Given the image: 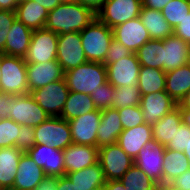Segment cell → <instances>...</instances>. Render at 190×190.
Returning a JSON list of instances; mask_svg holds the SVG:
<instances>
[{"label": "cell", "instance_id": "obj_25", "mask_svg": "<svg viewBox=\"0 0 190 190\" xmlns=\"http://www.w3.org/2000/svg\"><path fill=\"white\" fill-rule=\"evenodd\" d=\"M23 153L15 146L0 148V190L13 188L18 163Z\"/></svg>", "mask_w": 190, "mask_h": 190}, {"label": "cell", "instance_id": "obj_41", "mask_svg": "<svg viewBox=\"0 0 190 190\" xmlns=\"http://www.w3.org/2000/svg\"><path fill=\"white\" fill-rule=\"evenodd\" d=\"M189 141H190V127L186 126L184 123H181V125L176 129L172 141H170L165 146V148L174 151L184 152V150L188 146Z\"/></svg>", "mask_w": 190, "mask_h": 190}, {"label": "cell", "instance_id": "obj_31", "mask_svg": "<svg viewBox=\"0 0 190 190\" xmlns=\"http://www.w3.org/2000/svg\"><path fill=\"white\" fill-rule=\"evenodd\" d=\"M96 109L90 95L69 91L60 117L66 121H70L76 117L95 111Z\"/></svg>", "mask_w": 190, "mask_h": 190}, {"label": "cell", "instance_id": "obj_5", "mask_svg": "<svg viewBox=\"0 0 190 190\" xmlns=\"http://www.w3.org/2000/svg\"><path fill=\"white\" fill-rule=\"evenodd\" d=\"M35 144L50 145L55 149L64 150L71 145L72 135L68 121L61 117H50L34 127Z\"/></svg>", "mask_w": 190, "mask_h": 190}, {"label": "cell", "instance_id": "obj_36", "mask_svg": "<svg viewBox=\"0 0 190 190\" xmlns=\"http://www.w3.org/2000/svg\"><path fill=\"white\" fill-rule=\"evenodd\" d=\"M141 93L138 86L115 87L111 108L122 109L130 106H140Z\"/></svg>", "mask_w": 190, "mask_h": 190}, {"label": "cell", "instance_id": "obj_42", "mask_svg": "<svg viewBox=\"0 0 190 190\" xmlns=\"http://www.w3.org/2000/svg\"><path fill=\"white\" fill-rule=\"evenodd\" d=\"M16 19V13L12 10L0 9V53L3 54L4 46L10 28Z\"/></svg>", "mask_w": 190, "mask_h": 190}, {"label": "cell", "instance_id": "obj_47", "mask_svg": "<svg viewBox=\"0 0 190 190\" xmlns=\"http://www.w3.org/2000/svg\"><path fill=\"white\" fill-rule=\"evenodd\" d=\"M181 190H190V169L171 182Z\"/></svg>", "mask_w": 190, "mask_h": 190}, {"label": "cell", "instance_id": "obj_24", "mask_svg": "<svg viewBox=\"0 0 190 190\" xmlns=\"http://www.w3.org/2000/svg\"><path fill=\"white\" fill-rule=\"evenodd\" d=\"M9 31L3 54L24 58L30 45L33 30L16 18Z\"/></svg>", "mask_w": 190, "mask_h": 190}, {"label": "cell", "instance_id": "obj_23", "mask_svg": "<svg viewBox=\"0 0 190 190\" xmlns=\"http://www.w3.org/2000/svg\"><path fill=\"white\" fill-rule=\"evenodd\" d=\"M163 71L167 72L190 63L187 43L174 34L163 39Z\"/></svg>", "mask_w": 190, "mask_h": 190}, {"label": "cell", "instance_id": "obj_57", "mask_svg": "<svg viewBox=\"0 0 190 190\" xmlns=\"http://www.w3.org/2000/svg\"><path fill=\"white\" fill-rule=\"evenodd\" d=\"M158 190H181V189L172 183H161L158 184Z\"/></svg>", "mask_w": 190, "mask_h": 190}, {"label": "cell", "instance_id": "obj_4", "mask_svg": "<svg viewBox=\"0 0 190 190\" xmlns=\"http://www.w3.org/2000/svg\"><path fill=\"white\" fill-rule=\"evenodd\" d=\"M0 92L14 95L28 93L27 63L24 58L1 54Z\"/></svg>", "mask_w": 190, "mask_h": 190}, {"label": "cell", "instance_id": "obj_52", "mask_svg": "<svg viewBox=\"0 0 190 190\" xmlns=\"http://www.w3.org/2000/svg\"><path fill=\"white\" fill-rule=\"evenodd\" d=\"M102 190H126L120 180L106 181Z\"/></svg>", "mask_w": 190, "mask_h": 190}, {"label": "cell", "instance_id": "obj_26", "mask_svg": "<svg viewBox=\"0 0 190 190\" xmlns=\"http://www.w3.org/2000/svg\"><path fill=\"white\" fill-rule=\"evenodd\" d=\"M16 18L32 30L45 27L48 11L33 0H20L15 9Z\"/></svg>", "mask_w": 190, "mask_h": 190}, {"label": "cell", "instance_id": "obj_50", "mask_svg": "<svg viewBox=\"0 0 190 190\" xmlns=\"http://www.w3.org/2000/svg\"><path fill=\"white\" fill-rule=\"evenodd\" d=\"M171 0H142L144 7L162 11L163 7L166 6Z\"/></svg>", "mask_w": 190, "mask_h": 190}, {"label": "cell", "instance_id": "obj_38", "mask_svg": "<svg viewBox=\"0 0 190 190\" xmlns=\"http://www.w3.org/2000/svg\"><path fill=\"white\" fill-rule=\"evenodd\" d=\"M20 124L10 118L0 119V148L16 147Z\"/></svg>", "mask_w": 190, "mask_h": 190}, {"label": "cell", "instance_id": "obj_2", "mask_svg": "<svg viewBox=\"0 0 190 190\" xmlns=\"http://www.w3.org/2000/svg\"><path fill=\"white\" fill-rule=\"evenodd\" d=\"M64 79L69 91L90 95L107 82L106 66L103 63L88 61L65 72Z\"/></svg>", "mask_w": 190, "mask_h": 190}, {"label": "cell", "instance_id": "obj_29", "mask_svg": "<svg viewBox=\"0 0 190 190\" xmlns=\"http://www.w3.org/2000/svg\"><path fill=\"white\" fill-rule=\"evenodd\" d=\"M181 123L180 108L176 106L159 121L151 125L154 142L166 146L170 141H172L176 129L181 125Z\"/></svg>", "mask_w": 190, "mask_h": 190}, {"label": "cell", "instance_id": "obj_35", "mask_svg": "<svg viewBox=\"0 0 190 190\" xmlns=\"http://www.w3.org/2000/svg\"><path fill=\"white\" fill-rule=\"evenodd\" d=\"M126 190H158V183L135 164L120 179Z\"/></svg>", "mask_w": 190, "mask_h": 190}, {"label": "cell", "instance_id": "obj_60", "mask_svg": "<svg viewBox=\"0 0 190 190\" xmlns=\"http://www.w3.org/2000/svg\"><path fill=\"white\" fill-rule=\"evenodd\" d=\"M187 47H188V55H189V59H190V42L187 43Z\"/></svg>", "mask_w": 190, "mask_h": 190}, {"label": "cell", "instance_id": "obj_27", "mask_svg": "<svg viewBox=\"0 0 190 190\" xmlns=\"http://www.w3.org/2000/svg\"><path fill=\"white\" fill-rule=\"evenodd\" d=\"M190 91V63L166 72L165 92L176 104Z\"/></svg>", "mask_w": 190, "mask_h": 190}, {"label": "cell", "instance_id": "obj_45", "mask_svg": "<svg viewBox=\"0 0 190 190\" xmlns=\"http://www.w3.org/2000/svg\"><path fill=\"white\" fill-rule=\"evenodd\" d=\"M175 36L180 37L186 43L190 42V12L183 18L173 30Z\"/></svg>", "mask_w": 190, "mask_h": 190}, {"label": "cell", "instance_id": "obj_39", "mask_svg": "<svg viewBox=\"0 0 190 190\" xmlns=\"http://www.w3.org/2000/svg\"><path fill=\"white\" fill-rule=\"evenodd\" d=\"M115 94V87L108 81L97 88L95 93H91L90 97L97 109H108L112 106Z\"/></svg>", "mask_w": 190, "mask_h": 190}, {"label": "cell", "instance_id": "obj_16", "mask_svg": "<svg viewBox=\"0 0 190 190\" xmlns=\"http://www.w3.org/2000/svg\"><path fill=\"white\" fill-rule=\"evenodd\" d=\"M64 76L65 72L57 60L46 63H27L28 92L64 79Z\"/></svg>", "mask_w": 190, "mask_h": 190}, {"label": "cell", "instance_id": "obj_48", "mask_svg": "<svg viewBox=\"0 0 190 190\" xmlns=\"http://www.w3.org/2000/svg\"><path fill=\"white\" fill-rule=\"evenodd\" d=\"M106 1L107 0H75V2L80 5L91 9L95 14L101 10Z\"/></svg>", "mask_w": 190, "mask_h": 190}, {"label": "cell", "instance_id": "obj_46", "mask_svg": "<svg viewBox=\"0 0 190 190\" xmlns=\"http://www.w3.org/2000/svg\"><path fill=\"white\" fill-rule=\"evenodd\" d=\"M16 95L14 94H6L0 92V119L9 118L10 115V102Z\"/></svg>", "mask_w": 190, "mask_h": 190}, {"label": "cell", "instance_id": "obj_33", "mask_svg": "<svg viewBox=\"0 0 190 190\" xmlns=\"http://www.w3.org/2000/svg\"><path fill=\"white\" fill-rule=\"evenodd\" d=\"M138 80L141 95L165 91L166 72L162 69L141 66Z\"/></svg>", "mask_w": 190, "mask_h": 190}, {"label": "cell", "instance_id": "obj_58", "mask_svg": "<svg viewBox=\"0 0 190 190\" xmlns=\"http://www.w3.org/2000/svg\"><path fill=\"white\" fill-rule=\"evenodd\" d=\"M183 153L185 154V156L187 157V159H188V161H189V163H190V141H189V143H188L187 148L184 150Z\"/></svg>", "mask_w": 190, "mask_h": 190}, {"label": "cell", "instance_id": "obj_30", "mask_svg": "<svg viewBox=\"0 0 190 190\" xmlns=\"http://www.w3.org/2000/svg\"><path fill=\"white\" fill-rule=\"evenodd\" d=\"M77 190H90L103 187L106 183L103 169L99 162L80 171L65 174Z\"/></svg>", "mask_w": 190, "mask_h": 190}, {"label": "cell", "instance_id": "obj_18", "mask_svg": "<svg viewBox=\"0 0 190 190\" xmlns=\"http://www.w3.org/2000/svg\"><path fill=\"white\" fill-rule=\"evenodd\" d=\"M113 38L118 40L133 53L151 39L139 17L126 21L112 28Z\"/></svg>", "mask_w": 190, "mask_h": 190}, {"label": "cell", "instance_id": "obj_62", "mask_svg": "<svg viewBox=\"0 0 190 190\" xmlns=\"http://www.w3.org/2000/svg\"><path fill=\"white\" fill-rule=\"evenodd\" d=\"M90 190H102V187L92 188Z\"/></svg>", "mask_w": 190, "mask_h": 190}, {"label": "cell", "instance_id": "obj_32", "mask_svg": "<svg viewBox=\"0 0 190 190\" xmlns=\"http://www.w3.org/2000/svg\"><path fill=\"white\" fill-rule=\"evenodd\" d=\"M188 169H190V163L183 152L165 149L163 183H171Z\"/></svg>", "mask_w": 190, "mask_h": 190}, {"label": "cell", "instance_id": "obj_56", "mask_svg": "<svg viewBox=\"0 0 190 190\" xmlns=\"http://www.w3.org/2000/svg\"><path fill=\"white\" fill-rule=\"evenodd\" d=\"M180 114L182 123L190 127V109H180Z\"/></svg>", "mask_w": 190, "mask_h": 190}, {"label": "cell", "instance_id": "obj_43", "mask_svg": "<svg viewBox=\"0 0 190 190\" xmlns=\"http://www.w3.org/2000/svg\"><path fill=\"white\" fill-rule=\"evenodd\" d=\"M133 52L120 43L115 38L112 39L110 47L108 48V53L104 61V65H109L120 59L131 55Z\"/></svg>", "mask_w": 190, "mask_h": 190}, {"label": "cell", "instance_id": "obj_3", "mask_svg": "<svg viewBox=\"0 0 190 190\" xmlns=\"http://www.w3.org/2000/svg\"><path fill=\"white\" fill-rule=\"evenodd\" d=\"M82 47L89 62L103 63L113 39V31L98 18L80 31Z\"/></svg>", "mask_w": 190, "mask_h": 190}, {"label": "cell", "instance_id": "obj_11", "mask_svg": "<svg viewBox=\"0 0 190 190\" xmlns=\"http://www.w3.org/2000/svg\"><path fill=\"white\" fill-rule=\"evenodd\" d=\"M57 45V61L64 72L88 62L82 47L80 32L58 35Z\"/></svg>", "mask_w": 190, "mask_h": 190}, {"label": "cell", "instance_id": "obj_44", "mask_svg": "<svg viewBox=\"0 0 190 190\" xmlns=\"http://www.w3.org/2000/svg\"><path fill=\"white\" fill-rule=\"evenodd\" d=\"M19 137L16 139V147L23 152H27L35 145L34 127L20 125Z\"/></svg>", "mask_w": 190, "mask_h": 190}, {"label": "cell", "instance_id": "obj_51", "mask_svg": "<svg viewBox=\"0 0 190 190\" xmlns=\"http://www.w3.org/2000/svg\"><path fill=\"white\" fill-rule=\"evenodd\" d=\"M34 190H57L56 178L47 177Z\"/></svg>", "mask_w": 190, "mask_h": 190}, {"label": "cell", "instance_id": "obj_17", "mask_svg": "<svg viewBox=\"0 0 190 190\" xmlns=\"http://www.w3.org/2000/svg\"><path fill=\"white\" fill-rule=\"evenodd\" d=\"M176 106L175 101L165 91L141 95L142 115L145 123L150 125L155 124Z\"/></svg>", "mask_w": 190, "mask_h": 190}, {"label": "cell", "instance_id": "obj_7", "mask_svg": "<svg viewBox=\"0 0 190 190\" xmlns=\"http://www.w3.org/2000/svg\"><path fill=\"white\" fill-rule=\"evenodd\" d=\"M98 162L103 169L106 181L120 180L134 164V160L118 144L99 148Z\"/></svg>", "mask_w": 190, "mask_h": 190}, {"label": "cell", "instance_id": "obj_55", "mask_svg": "<svg viewBox=\"0 0 190 190\" xmlns=\"http://www.w3.org/2000/svg\"><path fill=\"white\" fill-rule=\"evenodd\" d=\"M177 106L180 109H190V91L184 95V97L179 101Z\"/></svg>", "mask_w": 190, "mask_h": 190}, {"label": "cell", "instance_id": "obj_28", "mask_svg": "<svg viewBox=\"0 0 190 190\" xmlns=\"http://www.w3.org/2000/svg\"><path fill=\"white\" fill-rule=\"evenodd\" d=\"M139 18L143 26L147 29L151 39H166L173 35V28L164 19L162 12L150 9L142 5Z\"/></svg>", "mask_w": 190, "mask_h": 190}, {"label": "cell", "instance_id": "obj_53", "mask_svg": "<svg viewBox=\"0 0 190 190\" xmlns=\"http://www.w3.org/2000/svg\"><path fill=\"white\" fill-rule=\"evenodd\" d=\"M38 3L40 6L44 7L48 12L53 10L60 3L58 0H33Z\"/></svg>", "mask_w": 190, "mask_h": 190}, {"label": "cell", "instance_id": "obj_9", "mask_svg": "<svg viewBox=\"0 0 190 190\" xmlns=\"http://www.w3.org/2000/svg\"><path fill=\"white\" fill-rule=\"evenodd\" d=\"M142 0H107L97 18L111 29L139 17Z\"/></svg>", "mask_w": 190, "mask_h": 190}, {"label": "cell", "instance_id": "obj_19", "mask_svg": "<svg viewBox=\"0 0 190 190\" xmlns=\"http://www.w3.org/2000/svg\"><path fill=\"white\" fill-rule=\"evenodd\" d=\"M152 142H154L152 126L147 123L123 130L117 140V144L133 160H135L145 145L151 144Z\"/></svg>", "mask_w": 190, "mask_h": 190}, {"label": "cell", "instance_id": "obj_8", "mask_svg": "<svg viewBox=\"0 0 190 190\" xmlns=\"http://www.w3.org/2000/svg\"><path fill=\"white\" fill-rule=\"evenodd\" d=\"M58 34L45 28L33 30L27 54L26 63H46L57 60Z\"/></svg>", "mask_w": 190, "mask_h": 190}, {"label": "cell", "instance_id": "obj_20", "mask_svg": "<svg viewBox=\"0 0 190 190\" xmlns=\"http://www.w3.org/2000/svg\"><path fill=\"white\" fill-rule=\"evenodd\" d=\"M63 151L65 174L80 171L98 162V148L72 143Z\"/></svg>", "mask_w": 190, "mask_h": 190}, {"label": "cell", "instance_id": "obj_15", "mask_svg": "<svg viewBox=\"0 0 190 190\" xmlns=\"http://www.w3.org/2000/svg\"><path fill=\"white\" fill-rule=\"evenodd\" d=\"M165 149L160 143L152 142L145 145L134 160V164L158 184L163 183Z\"/></svg>", "mask_w": 190, "mask_h": 190}, {"label": "cell", "instance_id": "obj_21", "mask_svg": "<svg viewBox=\"0 0 190 190\" xmlns=\"http://www.w3.org/2000/svg\"><path fill=\"white\" fill-rule=\"evenodd\" d=\"M46 178L43 168L37 166L27 152H24L18 163L13 189L34 190Z\"/></svg>", "mask_w": 190, "mask_h": 190}, {"label": "cell", "instance_id": "obj_34", "mask_svg": "<svg viewBox=\"0 0 190 190\" xmlns=\"http://www.w3.org/2000/svg\"><path fill=\"white\" fill-rule=\"evenodd\" d=\"M163 50V40L150 39L135 54L141 66L163 70Z\"/></svg>", "mask_w": 190, "mask_h": 190}, {"label": "cell", "instance_id": "obj_37", "mask_svg": "<svg viewBox=\"0 0 190 190\" xmlns=\"http://www.w3.org/2000/svg\"><path fill=\"white\" fill-rule=\"evenodd\" d=\"M162 15L174 29L190 12L189 0H171L162 9Z\"/></svg>", "mask_w": 190, "mask_h": 190}, {"label": "cell", "instance_id": "obj_61", "mask_svg": "<svg viewBox=\"0 0 190 190\" xmlns=\"http://www.w3.org/2000/svg\"><path fill=\"white\" fill-rule=\"evenodd\" d=\"M1 75L2 73H1V53H0V79H1Z\"/></svg>", "mask_w": 190, "mask_h": 190}, {"label": "cell", "instance_id": "obj_1", "mask_svg": "<svg viewBox=\"0 0 190 190\" xmlns=\"http://www.w3.org/2000/svg\"><path fill=\"white\" fill-rule=\"evenodd\" d=\"M96 18L91 9L77 2L64 3L49 11L44 28L58 35L80 32Z\"/></svg>", "mask_w": 190, "mask_h": 190}, {"label": "cell", "instance_id": "obj_40", "mask_svg": "<svg viewBox=\"0 0 190 190\" xmlns=\"http://www.w3.org/2000/svg\"><path fill=\"white\" fill-rule=\"evenodd\" d=\"M123 130L145 123L140 106L118 109Z\"/></svg>", "mask_w": 190, "mask_h": 190}, {"label": "cell", "instance_id": "obj_12", "mask_svg": "<svg viewBox=\"0 0 190 190\" xmlns=\"http://www.w3.org/2000/svg\"><path fill=\"white\" fill-rule=\"evenodd\" d=\"M105 66L107 81L114 87L138 86L141 65L135 53Z\"/></svg>", "mask_w": 190, "mask_h": 190}, {"label": "cell", "instance_id": "obj_59", "mask_svg": "<svg viewBox=\"0 0 190 190\" xmlns=\"http://www.w3.org/2000/svg\"><path fill=\"white\" fill-rule=\"evenodd\" d=\"M58 1L60 4L75 2V0H58Z\"/></svg>", "mask_w": 190, "mask_h": 190}, {"label": "cell", "instance_id": "obj_13", "mask_svg": "<svg viewBox=\"0 0 190 190\" xmlns=\"http://www.w3.org/2000/svg\"><path fill=\"white\" fill-rule=\"evenodd\" d=\"M27 154L35 161L37 166L42 167L46 177L58 178L65 175L63 151L50 145L35 144Z\"/></svg>", "mask_w": 190, "mask_h": 190}, {"label": "cell", "instance_id": "obj_54", "mask_svg": "<svg viewBox=\"0 0 190 190\" xmlns=\"http://www.w3.org/2000/svg\"><path fill=\"white\" fill-rule=\"evenodd\" d=\"M19 1L20 0H0V9L15 11Z\"/></svg>", "mask_w": 190, "mask_h": 190}, {"label": "cell", "instance_id": "obj_22", "mask_svg": "<svg viewBox=\"0 0 190 190\" xmlns=\"http://www.w3.org/2000/svg\"><path fill=\"white\" fill-rule=\"evenodd\" d=\"M123 132L118 109L101 110V121L97 130V148L117 144L118 137Z\"/></svg>", "mask_w": 190, "mask_h": 190}, {"label": "cell", "instance_id": "obj_14", "mask_svg": "<svg viewBox=\"0 0 190 190\" xmlns=\"http://www.w3.org/2000/svg\"><path fill=\"white\" fill-rule=\"evenodd\" d=\"M101 121V110L86 113L68 121L72 142L97 147V130Z\"/></svg>", "mask_w": 190, "mask_h": 190}, {"label": "cell", "instance_id": "obj_49", "mask_svg": "<svg viewBox=\"0 0 190 190\" xmlns=\"http://www.w3.org/2000/svg\"><path fill=\"white\" fill-rule=\"evenodd\" d=\"M57 190H77L66 175L56 178Z\"/></svg>", "mask_w": 190, "mask_h": 190}, {"label": "cell", "instance_id": "obj_6", "mask_svg": "<svg viewBox=\"0 0 190 190\" xmlns=\"http://www.w3.org/2000/svg\"><path fill=\"white\" fill-rule=\"evenodd\" d=\"M28 93L49 117H60L69 95V88L66 80L61 79L51 82L40 89L30 90Z\"/></svg>", "mask_w": 190, "mask_h": 190}, {"label": "cell", "instance_id": "obj_10", "mask_svg": "<svg viewBox=\"0 0 190 190\" xmlns=\"http://www.w3.org/2000/svg\"><path fill=\"white\" fill-rule=\"evenodd\" d=\"M10 104L9 118L20 125L36 127L50 118L29 93L16 95Z\"/></svg>", "mask_w": 190, "mask_h": 190}]
</instances>
